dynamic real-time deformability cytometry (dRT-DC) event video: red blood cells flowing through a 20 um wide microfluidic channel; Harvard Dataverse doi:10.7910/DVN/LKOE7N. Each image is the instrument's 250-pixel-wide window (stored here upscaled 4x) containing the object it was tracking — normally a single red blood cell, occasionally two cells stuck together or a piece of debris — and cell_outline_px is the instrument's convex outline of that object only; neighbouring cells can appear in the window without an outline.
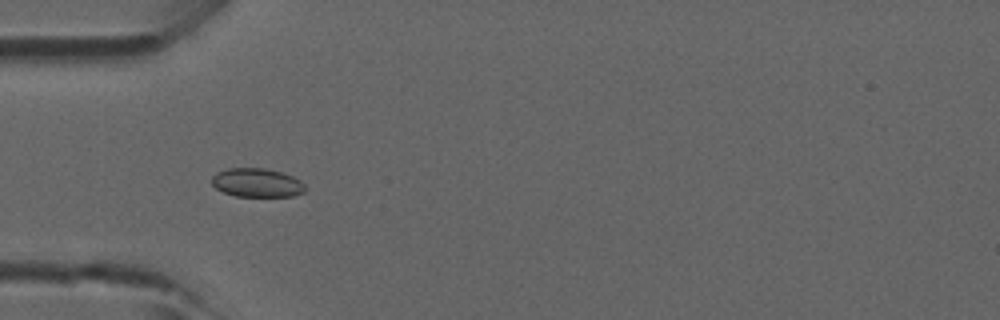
{"species": "common noctule bat (a hibernating species)", "species_latin": "Nyctalus noctula", "temperature_condition": "room temperature", "stored_images_in_passage": 5, "camera_frame_rate_fps": 3000, "um_per_image_px": 0.085, "animal": {"sex": "male", "forearm_length_mm": 52.5}, "frame": {"image": 1, "passage_image": 4, "time_ms": 1.0, "image_size_px": [1000, 320], "cell_outline_px": [[308, 188], [304, 192], [292, 196], [236, 196], [224, 192], [216, 188], [212, 184], [212, 176], [216, 172], [228, 168], [264, 168], [280, 172], [292, 176], [300, 180]], "centroid_in_image_um": [21.85, 15.53], "position_along_channel_um": 63.2, "area_um2": 15.66}}
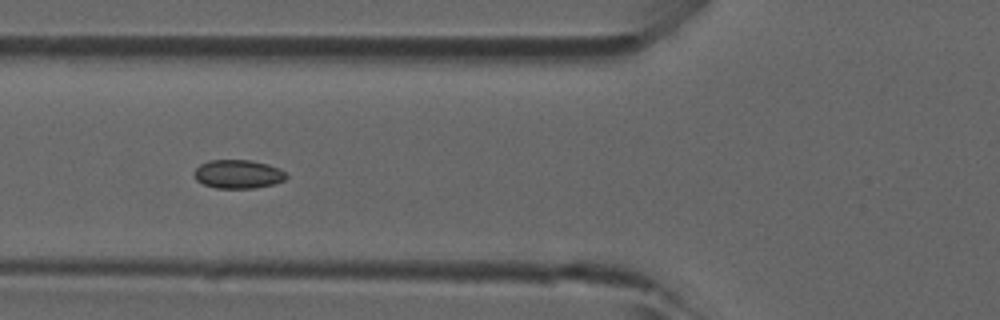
{"frame": {"image": 2, "passage_image": 5, "time_ms": 1.333, "image_size_px": [1000, 320], "cell_outline_px": [[288, 176], [284, 180], [272, 184], [256, 188], [216, 188], [204, 184], [196, 180], [192, 172], [200, 164], [208, 160], [252, 160], [268, 164], [280, 168], [288, 172]], "centroid_in_image_um": [20.25, 14.79], "position_along_channel_um": 105.6, "area_um2": 15.61}}